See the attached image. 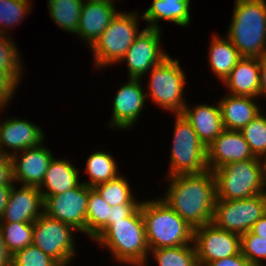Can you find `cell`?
I'll return each mask as SVG.
<instances>
[{
    "label": "cell",
    "instance_id": "6da1fadb",
    "mask_svg": "<svg viewBox=\"0 0 266 266\" xmlns=\"http://www.w3.org/2000/svg\"><path fill=\"white\" fill-rule=\"evenodd\" d=\"M168 179L161 199L192 228L212 223L217 200L212 170L200 174H182Z\"/></svg>",
    "mask_w": 266,
    "mask_h": 266
},
{
    "label": "cell",
    "instance_id": "7a4b0ae2",
    "mask_svg": "<svg viewBox=\"0 0 266 266\" xmlns=\"http://www.w3.org/2000/svg\"><path fill=\"white\" fill-rule=\"evenodd\" d=\"M107 248L114 263L127 266H144L149 254L144 220L140 206L124 219L113 223L94 241Z\"/></svg>",
    "mask_w": 266,
    "mask_h": 266
},
{
    "label": "cell",
    "instance_id": "3957f363",
    "mask_svg": "<svg viewBox=\"0 0 266 266\" xmlns=\"http://www.w3.org/2000/svg\"><path fill=\"white\" fill-rule=\"evenodd\" d=\"M225 35L242 57L266 56V0H234Z\"/></svg>",
    "mask_w": 266,
    "mask_h": 266
},
{
    "label": "cell",
    "instance_id": "277c9868",
    "mask_svg": "<svg viewBox=\"0 0 266 266\" xmlns=\"http://www.w3.org/2000/svg\"><path fill=\"white\" fill-rule=\"evenodd\" d=\"M141 214L149 249L193 244L194 228L160 197L141 200Z\"/></svg>",
    "mask_w": 266,
    "mask_h": 266
},
{
    "label": "cell",
    "instance_id": "5b68a950",
    "mask_svg": "<svg viewBox=\"0 0 266 266\" xmlns=\"http://www.w3.org/2000/svg\"><path fill=\"white\" fill-rule=\"evenodd\" d=\"M217 199H246L266 193V168L263 159L255 157L223 165L213 171Z\"/></svg>",
    "mask_w": 266,
    "mask_h": 266
},
{
    "label": "cell",
    "instance_id": "8992f818",
    "mask_svg": "<svg viewBox=\"0 0 266 266\" xmlns=\"http://www.w3.org/2000/svg\"><path fill=\"white\" fill-rule=\"evenodd\" d=\"M140 13L136 11L118 12L99 39L90 48L93 52L94 69L119 65L128 48L145 29H139Z\"/></svg>",
    "mask_w": 266,
    "mask_h": 266
},
{
    "label": "cell",
    "instance_id": "52a82bcc",
    "mask_svg": "<svg viewBox=\"0 0 266 266\" xmlns=\"http://www.w3.org/2000/svg\"><path fill=\"white\" fill-rule=\"evenodd\" d=\"M179 62V58L169 55L145 75L149 77L147 99L150 97L152 103L172 114H181L187 104L186 73Z\"/></svg>",
    "mask_w": 266,
    "mask_h": 266
},
{
    "label": "cell",
    "instance_id": "ba28073f",
    "mask_svg": "<svg viewBox=\"0 0 266 266\" xmlns=\"http://www.w3.org/2000/svg\"><path fill=\"white\" fill-rule=\"evenodd\" d=\"M175 123L167 177L200 174L208 170L207 147L182 114H174Z\"/></svg>",
    "mask_w": 266,
    "mask_h": 266
},
{
    "label": "cell",
    "instance_id": "9c48e42d",
    "mask_svg": "<svg viewBox=\"0 0 266 266\" xmlns=\"http://www.w3.org/2000/svg\"><path fill=\"white\" fill-rule=\"evenodd\" d=\"M74 227L49 218L44 213L33 222V245L61 266H69L77 256Z\"/></svg>",
    "mask_w": 266,
    "mask_h": 266
},
{
    "label": "cell",
    "instance_id": "30bf717a",
    "mask_svg": "<svg viewBox=\"0 0 266 266\" xmlns=\"http://www.w3.org/2000/svg\"><path fill=\"white\" fill-rule=\"evenodd\" d=\"M265 213L266 193L246 199H217L212 223L219 229L241 236L250 231L254 223Z\"/></svg>",
    "mask_w": 266,
    "mask_h": 266
},
{
    "label": "cell",
    "instance_id": "8fae6325",
    "mask_svg": "<svg viewBox=\"0 0 266 266\" xmlns=\"http://www.w3.org/2000/svg\"><path fill=\"white\" fill-rule=\"evenodd\" d=\"M162 33L160 29L145 27L134 40L119 61L127 65V78L143 79L152 68L169 56L161 46Z\"/></svg>",
    "mask_w": 266,
    "mask_h": 266
},
{
    "label": "cell",
    "instance_id": "7c38bea8",
    "mask_svg": "<svg viewBox=\"0 0 266 266\" xmlns=\"http://www.w3.org/2000/svg\"><path fill=\"white\" fill-rule=\"evenodd\" d=\"M89 187L81 182L77 187L53 196H43V213L86 235V214Z\"/></svg>",
    "mask_w": 266,
    "mask_h": 266
},
{
    "label": "cell",
    "instance_id": "4fadbf2b",
    "mask_svg": "<svg viewBox=\"0 0 266 266\" xmlns=\"http://www.w3.org/2000/svg\"><path fill=\"white\" fill-rule=\"evenodd\" d=\"M193 244L199 266L241 253V236L213 223L194 229Z\"/></svg>",
    "mask_w": 266,
    "mask_h": 266
},
{
    "label": "cell",
    "instance_id": "5bb4252c",
    "mask_svg": "<svg viewBox=\"0 0 266 266\" xmlns=\"http://www.w3.org/2000/svg\"><path fill=\"white\" fill-rule=\"evenodd\" d=\"M127 80L119 86L113 99L112 115L107 124L113 130L133 129L148 100L142 84L143 79L128 78Z\"/></svg>",
    "mask_w": 266,
    "mask_h": 266
},
{
    "label": "cell",
    "instance_id": "9a60e30c",
    "mask_svg": "<svg viewBox=\"0 0 266 266\" xmlns=\"http://www.w3.org/2000/svg\"><path fill=\"white\" fill-rule=\"evenodd\" d=\"M4 120L0 121V152L2 154L11 157L15 153L46 142L42 128L33 121L14 118V116Z\"/></svg>",
    "mask_w": 266,
    "mask_h": 266
},
{
    "label": "cell",
    "instance_id": "2e32d148",
    "mask_svg": "<svg viewBox=\"0 0 266 266\" xmlns=\"http://www.w3.org/2000/svg\"><path fill=\"white\" fill-rule=\"evenodd\" d=\"M44 142L11 156L15 184L39 187L54 155Z\"/></svg>",
    "mask_w": 266,
    "mask_h": 266
},
{
    "label": "cell",
    "instance_id": "e0dca14e",
    "mask_svg": "<svg viewBox=\"0 0 266 266\" xmlns=\"http://www.w3.org/2000/svg\"><path fill=\"white\" fill-rule=\"evenodd\" d=\"M12 185L0 223H33L43 214L44 199L38 187Z\"/></svg>",
    "mask_w": 266,
    "mask_h": 266
},
{
    "label": "cell",
    "instance_id": "ac0fdd59",
    "mask_svg": "<svg viewBox=\"0 0 266 266\" xmlns=\"http://www.w3.org/2000/svg\"><path fill=\"white\" fill-rule=\"evenodd\" d=\"M116 3L105 0H84L77 28V38L82 39L88 49L95 44L118 13Z\"/></svg>",
    "mask_w": 266,
    "mask_h": 266
},
{
    "label": "cell",
    "instance_id": "d6986e66",
    "mask_svg": "<svg viewBox=\"0 0 266 266\" xmlns=\"http://www.w3.org/2000/svg\"><path fill=\"white\" fill-rule=\"evenodd\" d=\"M253 158L244 136L236 130L224 129L207 148L208 169L212 171L228 163Z\"/></svg>",
    "mask_w": 266,
    "mask_h": 266
},
{
    "label": "cell",
    "instance_id": "ffe728a7",
    "mask_svg": "<svg viewBox=\"0 0 266 266\" xmlns=\"http://www.w3.org/2000/svg\"><path fill=\"white\" fill-rule=\"evenodd\" d=\"M181 114L190 123L201 142L208 148L224 130L219 103L185 105Z\"/></svg>",
    "mask_w": 266,
    "mask_h": 266
},
{
    "label": "cell",
    "instance_id": "44dd1931",
    "mask_svg": "<svg viewBox=\"0 0 266 266\" xmlns=\"http://www.w3.org/2000/svg\"><path fill=\"white\" fill-rule=\"evenodd\" d=\"M260 58L242 57L223 81L227 94L259 98Z\"/></svg>",
    "mask_w": 266,
    "mask_h": 266
},
{
    "label": "cell",
    "instance_id": "7402d4cb",
    "mask_svg": "<svg viewBox=\"0 0 266 266\" xmlns=\"http://www.w3.org/2000/svg\"><path fill=\"white\" fill-rule=\"evenodd\" d=\"M258 99L260 100V98L230 94L220 97L218 103L224 129L240 131L259 115L263 109L257 102Z\"/></svg>",
    "mask_w": 266,
    "mask_h": 266
},
{
    "label": "cell",
    "instance_id": "603a6c76",
    "mask_svg": "<svg viewBox=\"0 0 266 266\" xmlns=\"http://www.w3.org/2000/svg\"><path fill=\"white\" fill-rule=\"evenodd\" d=\"M191 0H153L140 19L147 23L146 28L161 29L159 21L175 23L187 27L191 23Z\"/></svg>",
    "mask_w": 266,
    "mask_h": 266
},
{
    "label": "cell",
    "instance_id": "cb8c5ba5",
    "mask_svg": "<svg viewBox=\"0 0 266 266\" xmlns=\"http://www.w3.org/2000/svg\"><path fill=\"white\" fill-rule=\"evenodd\" d=\"M78 169L70 162V159L53 157L38 187L42 196L59 195L77 187L82 181Z\"/></svg>",
    "mask_w": 266,
    "mask_h": 266
},
{
    "label": "cell",
    "instance_id": "d4e9b609",
    "mask_svg": "<svg viewBox=\"0 0 266 266\" xmlns=\"http://www.w3.org/2000/svg\"><path fill=\"white\" fill-rule=\"evenodd\" d=\"M208 63L209 69L214 73L221 82H223L235 67L237 62L242 58L238 49L225 36L213 34L208 46Z\"/></svg>",
    "mask_w": 266,
    "mask_h": 266
},
{
    "label": "cell",
    "instance_id": "484cf974",
    "mask_svg": "<svg viewBox=\"0 0 266 266\" xmlns=\"http://www.w3.org/2000/svg\"><path fill=\"white\" fill-rule=\"evenodd\" d=\"M86 174L89 179L81 181L88 187H95L97 184L107 182L116 178L121 172L116 162V159L107 153V151L95 150L86 159L85 165Z\"/></svg>",
    "mask_w": 266,
    "mask_h": 266
},
{
    "label": "cell",
    "instance_id": "4316f807",
    "mask_svg": "<svg viewBox=\"0 0 266 266\" xmlns=\"http://www.w3.org/2000/svg\"><path fill=\"white\" fill-rule=\"evenodd\" d=\"M111 206L94 187H89L86 214V235L93 242L108 228Z\"/></svg>",
    "mask_w": 266,
    "mask_h": 266
},
{
    "label": "cell",
    "instance_id": "83f0119b",
    "mask_svg": "<svg viewBox=\"0 0 266 266\" xmlns=\"http://www.w3.org/2000/svg\"><path fill=\"white\" fill-rule=\"evenodd\" d=\"M84 0H47L49 17L64 32L77 35Z\"/></svg>",
    "mask_w": 266,
    "mask_h": 266
},
{
    "label": "cell",
    "instance_id": "f1b7e54d",
    "mask_svg": "<svg viewBox=\"0 0 266 266\" xmlns=\"http://www.w3.org/2000/svg\"><path fill=\"white\" fill-rule=\"evenodd\" d=\"M149 256L158 266H199L194 244L169 248L150 249L144 266H148Z\"/></svg>",
    "mask_w": 266,
    "mask_h": 266
},
{
    "label": "cell",
    "instance_id": "f546056e",
    "mask_svg": "<svg viewBox=\"0 0 266 266\" xmlns=\"http://www.w3.org/2000/svg\"><path fill=\"white\" fill-rule=\"evenodd\" d=\"M129 182L121 173L112 180L97 184L94 188L111 207L120 204H141V201L135 198L136 194L132 193Z\"/></svg>",
    "mask_w": 266,
    "mask_h": 266
},
{
    "label": "cell",
    "instance_id": "4dcf8cb0",
    "mask_svg": "<svg viewBox=\"0 0 266 266\" xmlns=\"http://www.w3.org/2000/svg\"><path fill=\"white\" fill-rule=\"evenodd\" d=\"M32 5V0H0V34L11 36V29L32 13Z\"/></svg>",
    "mask_w": 266,
    "mask_h": 266
},
{
    "label": "cell",
    "instance_id": "1f68e13d",
    "mask_svg": "<svg viewBox=\"0 0 266 266\" xmlns=\"http://www.w3.org/2000/svg\"><path fill=\"white\" fill-rule=\"evenodd\" d=\"M10 36L0 34V70L8 72L19 84L23 78L22 56L15 41Z\"/></svg>",
    "mask_w": 266,
    "mask_h": 266
},
{
    "label": "cell",
    "instance_id": "d6a6232c",
    "mask_svg": "<svg viewBox=\"0 0 266 266\" xmlns=\"http://www.w3.org/2000/svg\"><path fill=\"white\" fill-rule=\"evenodd\" d=\"M0 228L12 255L33 243V223H0Z\"/></svg>",
    "mask_w": 266,
    "mask_h": 266
},
{
    "label": "cell",
    "instance_id": "836d02e7",
    "mask_svg": "<svg viewBox=\"0 0 266 266\" xmlns=\"http://www.w3.org/2000/svg\"><path fill=\"white\" fill-rule=\"evenodd\" d=\"M245 141L248 143L253 155L260 159L266 158V116L263 112L241 130Z\"/></svg>",
    "mask_w": 266,
    "mask_h": 266
},
{
    "label": "cell",
    "instance_id": "e575fe53",
    "mask_svg": "<svg viewBox=\"0 0 266 266\" xmlns=\"http://www.w3.org/2000/svg\"><path fill=\"white\" fill-rule=\"evenodd\" d=\"M241 253L253 266H266V239L251 231L244 233L241 235Z\"/></svg>",
    "mask_w": 266,
    "mask_h": 266
},
{
    "label": "cell",
    "instance_id": "d590c367",
    "mask_svg": "<svg viewBox=\"0 0 266 266\" xmlns=\"http://www.w3.org/2000/svg\"><path fill=\"white\" fill-rule=\"evenodd\" d=\"M12 266H61L51 256L31 244L12 255Z\"/></svg>",
    "mask_w": 266,
    "mask_h": 266
},
{
    "label": "cell",
    "instance_id": "8d00e7d4",
    "mask_svg": "<svg viewBox=\"0 0 266 266\" xmlns=\"http://www.w3.org/2000/svg\"><path fill=\"white\" fill-rule=\"evenodd\" d=\"M20 84L8 73L0 70V110L11 104Z\"/></svg>",
    "mask_w": 266,
    "mask_h": 266
},
{
    "label": "cell",
    "instance_id": "74e56055",
    "mask_svg": "<svg viewBox=\"0 0 266 266\" xmlns=\"http://www.w3.org/2000/svg\"><path fill=\"white\" fill-rule=\"evenodd\" d=\"M15 184L13 176V164L10 156L0 152V185Z\"/></svg>",
    "mask_w": 266,
    "mask_h": 266
},
{
    "label": "cell",
    "instance_id": "f35d334b",
    "mask_svg": "<svg viewBox=\"0 0 266 266\" xmlns=\"http://www.w3.org/2000/svg\"><path fill=\"white\" fill-rule=\"evenodd\" d=\"M139 206L140 204H120L111 207L108 227L113 223V220H119L129 217Z\"/></svg>",
    "mask_w": 266,
    "mask_h": 266
},
{
    "label": "cell",
    "instance_id": "ab89813d",
    "mask_svg": "<svg viewBox=\"0 0 266 266\" xmlns=\"http://www.w3.org/2000/svg\"><path fill=\"white\" fill-rule=\"evenodd\" d=\"M205 266H253L242 253L236 254L234 256H229L224 259H219L216 261H211Z\"/></svg>",
    "mask_w": 266,
    "mask_h": 266
},
{
    "label": "cell",
    "instance_id": "60d3db41",
    "mask_svg": "<svg viewBox=\"0 0 266 266\" xmlns=\"http://www.w3.org/2000/svg\"><path fill=\"white\" fill-rule=\"evenodd\" d=\"M0 266H12V254L8 251L0 228Z\"/></svg>",
    "mask_w": 266,
    "mask_h": 266
},
{
    "label": "cell",
    "instance_id": "b9f144b4",
    "mask_svg": "<svg viewBox=\"0 0 266 266\" xmlns=\"http://www.w3.org/2000/svg\"><path fill=\"white\" fill-rule=\"evenodd\" d=\"M260 93L259 97H266V56L260 58Z\"/></svg>",
    "mask_w": 266,
    "mask_h": 266
},
{
    "label": "cell",
    "instance_id": "7bdbcfd3",
    "mask_svg": "<svg viewBox=\"0 0 266 266\" xmlns=\"http://www.w3.org/2000/svg\"><path fill=\"white\" fill-rule=\"evenodd\" d=\"M250 231L264 239H266V213L254 223Z\"/></svg>",
    "mask_w": 266,
    "mask_h": 266
},
{
    "label": "cell",
    "instance_id": "ee69618b",
    "mask_svg": "<svg viewBox=\"0 0 266 266\" xmlns=\"http://www.w3.org/2000/svg\"><path fill=\"white\" fill-rule=\"evenodd\" d=\"M11 189L12 185H0V216L3 214L7 205Z\"/></svg>",
    "mask_w": 266,
    "mask_h": 266
},
{
    "label": "cell",
    "instance_id": "f6af8a7d",
    "mask_svg": "<svg viewBox=\"0 0 266 266\" xmlns=\"http://www.w3.org/2000/svg\"><path fill=\"white\" fill-rule=\"evenodd\" d=\"M105 1H113V2H117L116 0H105ZM118 2H119V0H118Z\"/></svg>",
    "mask_w": 266,
    "mask_h": 266
}]
</instances>
